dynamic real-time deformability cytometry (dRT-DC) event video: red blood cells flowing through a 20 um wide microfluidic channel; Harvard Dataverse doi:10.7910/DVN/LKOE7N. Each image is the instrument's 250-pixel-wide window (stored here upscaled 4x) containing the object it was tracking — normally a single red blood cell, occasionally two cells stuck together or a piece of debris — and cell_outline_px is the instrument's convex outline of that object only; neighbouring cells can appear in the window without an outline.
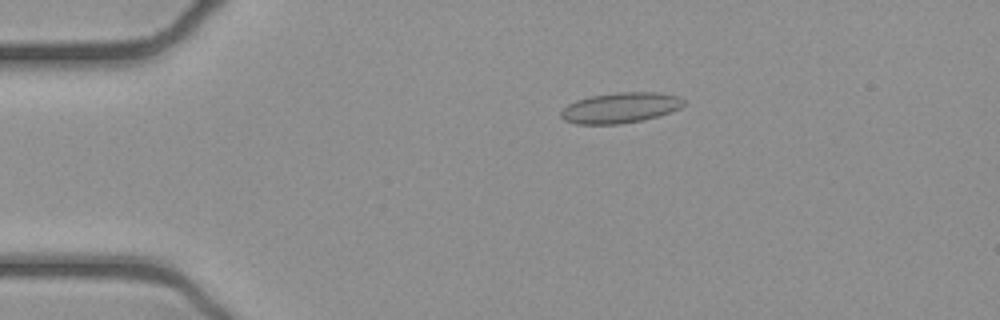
{"species": "common noctule bat (a hibernating species)", "species_latin": "Nyctalus noctula", "temperature_condition": "cold", "stored_images_in_passage": 51, "camera_frame_rate_fps": 3000, "um_per_image_px": 0.085, "animal": {"sex": "female", "body_mass_g": 21.9}, "frame": {"image": 1, "passage_image": 9, "time_ms": 2.667, "image_size_px": [1000, 320], "cell_outline_px": [[684, 104], [680, 108], [644, 120], [620, 124], [576, 124], [564, 120], [560, 116], [560, 112], [568, 104], [576, 100], [592, 96], [616, 92], [660, 92], [680, 96], [684, 100]], "centroid_in_image_um": [52.72, 9.15], "position_along_channel_um": 32.3, "area_um2": 21.85}}
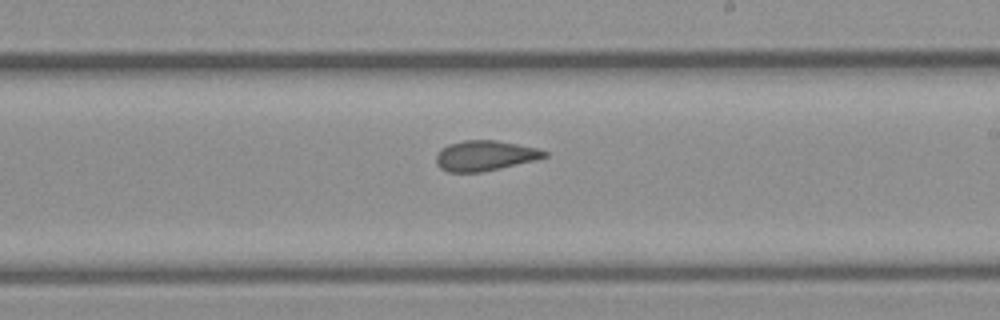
{"frame": {"image": 2, "passage_image": 29, "time_ms": 9.333, "image_size_px": [1000, 320], "cell_outline_px": [[548, 156], [536, 160], [480, 172], [448, 172], [440, 168], [436, 164], [436, 156], [440, 148], [448, 144], [464, 140], [496, 140], [536, 148], [548, 152]], "centroid_in_image_um": [41.19, 13.23], "position_along_channel_um": 247.8, "area_um2": 19.02}}
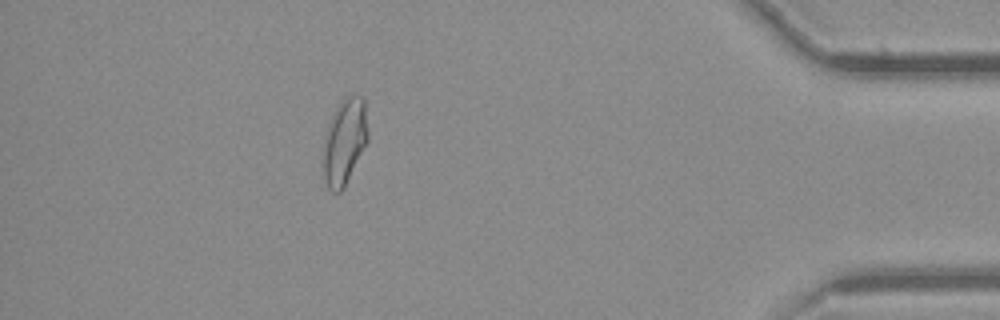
{"frame": {"image": 3, "passage_image": 45, "time_ms": 14.667, "image_size_px": [1000, 320], "cell_outline_px": [[368, 140], [344, 188], [340, 192], [332, 192], [328, 188], [324, 176], [324, 136], [328, 124], [340, 100], [344, 96], [364, 96], [368, 132]], "centroid_in_image_um": [29.3, 12.01], "position_along_channel_um": 405.9, "area_um2": 22.31}, "authors_computed_cell_mechanics": {"area_um2": 20.519, "velocity_mm_per_s": 3.9189, "shape_relaxation_time_tau1_ms": null, "shape_relaxation_time_tau2_ms": 2.3327, "deformation_change_tau1": null, "deformation_change_tau2": 0.0675}}